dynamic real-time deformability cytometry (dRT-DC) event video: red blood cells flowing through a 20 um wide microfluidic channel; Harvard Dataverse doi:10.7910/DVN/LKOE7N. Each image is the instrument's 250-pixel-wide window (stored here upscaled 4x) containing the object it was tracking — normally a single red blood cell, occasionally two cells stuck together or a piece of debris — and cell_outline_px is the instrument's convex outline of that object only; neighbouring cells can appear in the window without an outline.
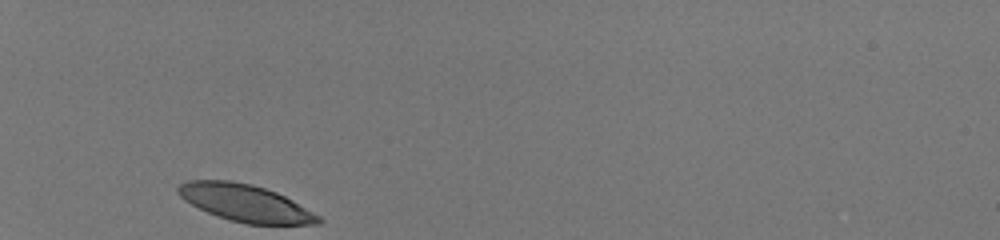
{"species": "human", "species_latin": "Homo sapiens", "temperature_condition": "room temperature", "stored_images_in_passage": 29, "camera_frame_rate_fps": 3000, "um_per_image_px": 0.085, "donor": {"sex": "male"}, "frame": {"image": 1, "passage_image": 1, "time_ms": 0.0, "image_size_px": [1000, 240], "cell_outline_px": [[324, 220], [320, 224], [248, 224], [232, 220], [208, 212], [184, 200], [176, 192], [176, 188], [180, 184], [188, 180], [232, 180], [252, 184], [276, 192], [292, 200], [320, 216]], "centroid_in_image_um": [20.86, 17.24], "position_along_channel_um": 64.1, "area_um2": 30.06}}
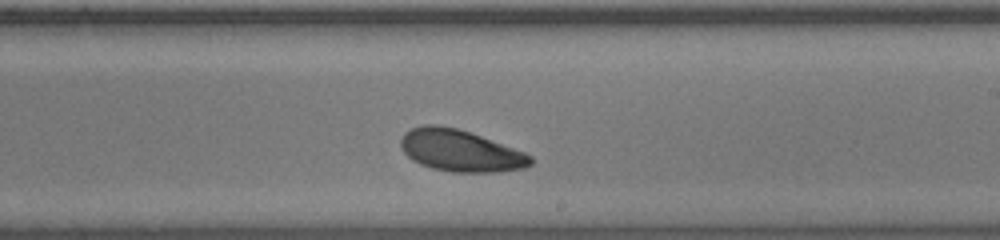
{"frame": {"image": 2, "passage_image": 17, "time_ms": 5.333, "image_size_px": [1000, 240], "cell_outline_px": [[532, 164], [524, 168], [500, 172], [452, 172], [432, 168], [420, 164], [412, 160], [404, 152], [400, 144], [400, 140], [404, 132], [412, 128], [424, 124], [436, 124], [456, 128], [480, 136], [524, 152], [532, 156]], "centroid_in_image_um": [39.1, 12.81], "position_along_channel_um": 249.9, "area_um2": 31.44}}
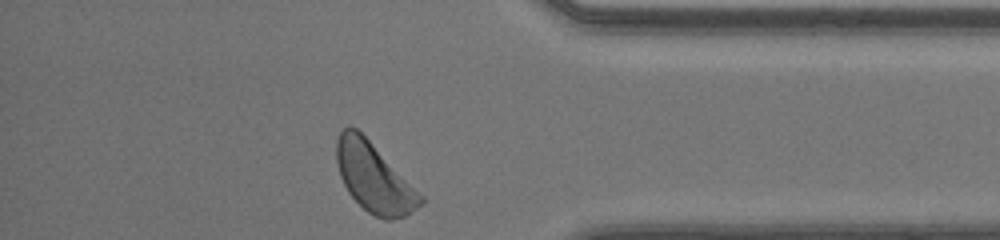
{"frame": {"image": 3, "passage_image": 29, "time_ms": 9.333, "image_size_px": [1000, 240], "cell_outline_px": [[424, 200], [416, 208], [404, 216], [392, 220], [384, 220], [368, 212], [348, 192], [340, 176], [336, 160], [336, 140], [340, 132], [344, 128], [356, 128], [424, 196]], "centroid_in_image_um": [31.78, 15.12], "position_along_channel_um": 403.4, "area_um2": 33.06}, "authors_computed_cell_mechanics": {"area_um2": 31.4432, "velocity_mm_per_s": 4.0331, "shape_relaxation_time_tau1_ms": 1.813, "shape_relaxation_time_tau2_ms": null, "deformation_change_tau1": 0.0966, "deformation_change_tau2": null}}